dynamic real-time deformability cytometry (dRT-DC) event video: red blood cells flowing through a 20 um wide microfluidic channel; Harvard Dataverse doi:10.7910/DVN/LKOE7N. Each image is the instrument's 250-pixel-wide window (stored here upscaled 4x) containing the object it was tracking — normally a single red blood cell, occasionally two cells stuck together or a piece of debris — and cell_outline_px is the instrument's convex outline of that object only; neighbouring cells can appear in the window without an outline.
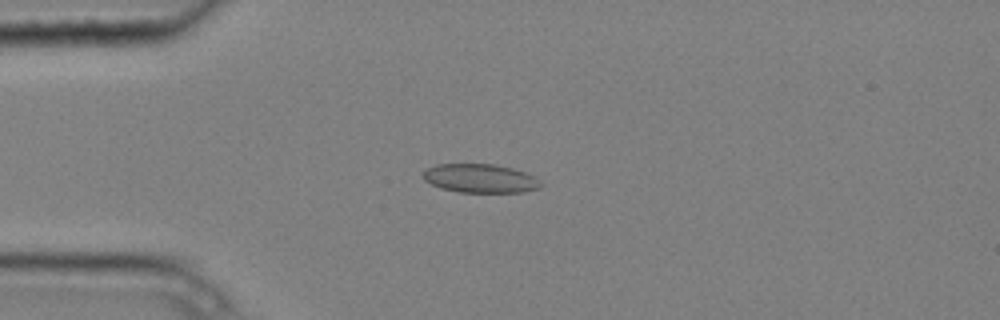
{"species": "common noctule bat (a hibernating species)", "species_latin": "Nyctalus noctula", "temperature_condition": "cold", "stored_images_in_passage": 6, "camera_frame_rate_fps": 3000, "um_per_image_px": 0.085, "animal": {"sex": "male", "body_mass_g": 20.4}, "frame": {"image": 1, "passage_image": 4, "time_ms": 1.0, "image_size_px": [1000, 320], "cell_outline_px": [[544, 184], [540, 188], [524, 192], [460, 192], [440, 188], [424, 180], [420, 172], [436, 164], [496, 164], [512, 168], [536, 176]], "centroid_in_image_um": [40.84, 15.16], "position_along_channel_um": 44.2, "area_um2": 20.0}}
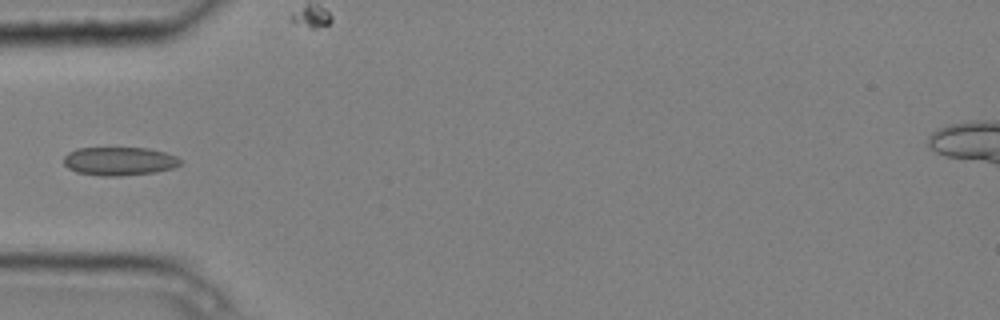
{"frame": {"image": 2, "passage_image": 5, "time_ms": 1.333, "image_size_px": [1000, 320], "cell_outline_px": [[184, 164], [172, 168], [156, 172], [120, 176], [100, 176], [76, 172], [68, 168], [64, 164], [64, 156], [68, 152], [76, 148], [148, 148], [164, 152], [176, 156], [184, 160]], "centroid_in_image_um": [10.17, 13.7], "position_along_channel_um": 74.8, "area_um2": 19.59}}